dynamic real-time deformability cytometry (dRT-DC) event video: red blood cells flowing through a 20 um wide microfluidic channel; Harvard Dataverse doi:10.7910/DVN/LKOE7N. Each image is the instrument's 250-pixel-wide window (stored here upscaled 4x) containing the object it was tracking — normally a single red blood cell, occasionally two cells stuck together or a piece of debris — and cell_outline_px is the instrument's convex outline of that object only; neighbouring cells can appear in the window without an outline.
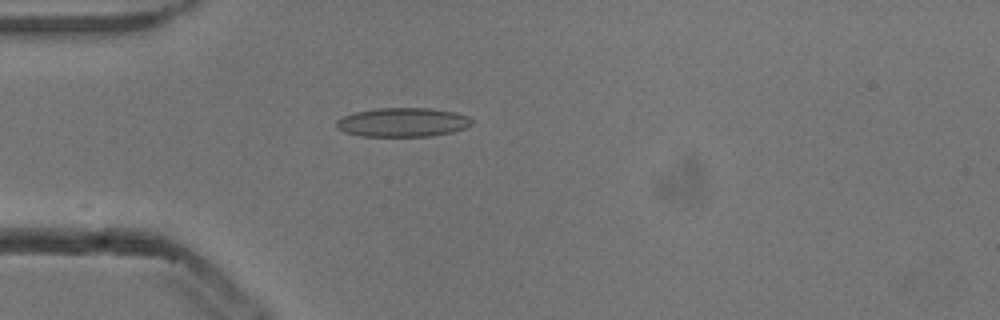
{"species": "common noctule bat (a hibernating species)", "species_latin": "Nyctalus noctula", "temperature_condition": "cold", "stored_images_in_passage": 7, "camera_frame_rate_fps": 3000, "um_per_image_px": 0.085, "animal": {"sex": "male", "body_mass_g": 13.3}, "frame": {"image": 1, "passage_image": 1, "time_ms": 0.0, "image_size_px": [1000, 320], "cell_outline_px": [[472, 124], [464, 128], [452, 132], [428, 136], [360, 136], [344, 132], [336, 128], [336, 120], [344, 116], [356, 112], [376, 108], [432, 108], [456, 112], [468, 116], [472, 120]], "centroid_in_image_um": [34.22, 10.39], "position_along_channel_um": 50.8, "area_um2": 22.95}}
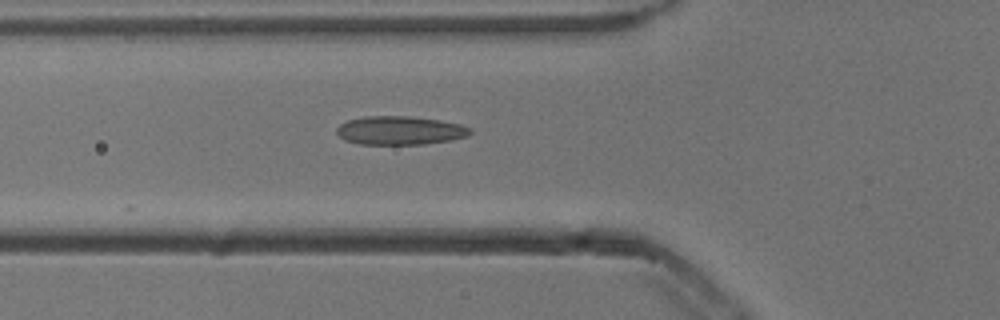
{"frame": {"image": 2, "passage_image": 5, "time_ms": 1.333, "image_size_px": [1000, 320], "cell_outline_px": [[472, 132], [468, 136], [452, 140], [424, 144], [360, 144], [344, 140], [336, 132], [336, 128], [340, 124], [348, 120], [364, 116], [412, 116], [440, 120], [460, 124], [472, 128]], "centroid_in_image_um": [34.02, 11.08], "position_along_channel_um": 91.8, "area_um2": 22.43}}